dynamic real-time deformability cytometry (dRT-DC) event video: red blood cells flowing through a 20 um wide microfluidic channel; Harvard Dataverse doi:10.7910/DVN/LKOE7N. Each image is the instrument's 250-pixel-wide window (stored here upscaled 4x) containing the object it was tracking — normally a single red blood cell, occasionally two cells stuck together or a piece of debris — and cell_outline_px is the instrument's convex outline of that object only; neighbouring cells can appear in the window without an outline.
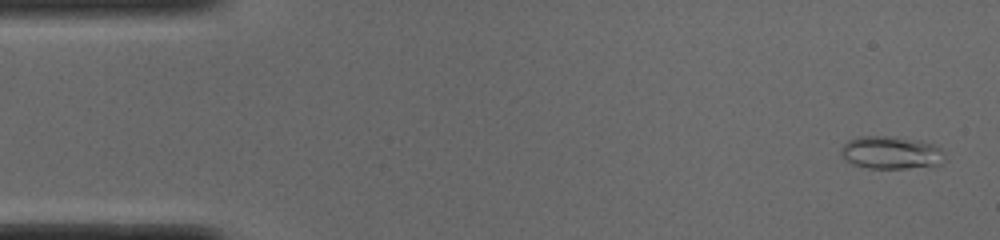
{"species": "common noctule bat (a hibernating species)", "species_latin": "Nyctalus noctula", "temperature_condition": "cold", "stored_images_in_passage": 52, "segment_of_instrument_passage": [1, 2], "camera_frame_rate_fps": 3000, "um_per_image_px": 0.085, "animal": {"sex": "male", "body_mass_g": 19.0, "forearm_length_mm": 50.8}, "frame": {"image": 1, "passage_image": 2, "time_ms": 0.333, "image_size_px": [1000, 240], "cell_outline_px": [[948, 160], [932, 168], [868, 168], [852, 164], [840, 152], [840, 148], [848, 140], [856, 136], [896, 136], [916, 140], [932, 144], [940, 148], [944, 152]], "centroid_in_image_um": [75.81, 12.98], "position_along_channel_um": 9.2, "area_um2": 20.29}}
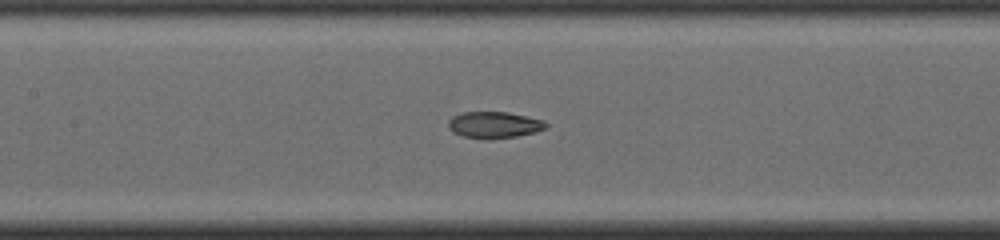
{"frame": {"image": 2, "passage_image": 23, "time_ms": 7.333, "image_size_px": [1000, 240], "cell_outline_px": [[548, 128], [536, 132], [516, 136], [488, 140], [484, 140], [464, 136], [452, 132], [448, 128], [448, 120], [452, 116], [464, 112], [508, 112], [544, 120], [548, 124]], "centroid_in_image_um": [42.01, 10.62], "position_along_channel_um": 165.4, "area_um2": 15.32}}
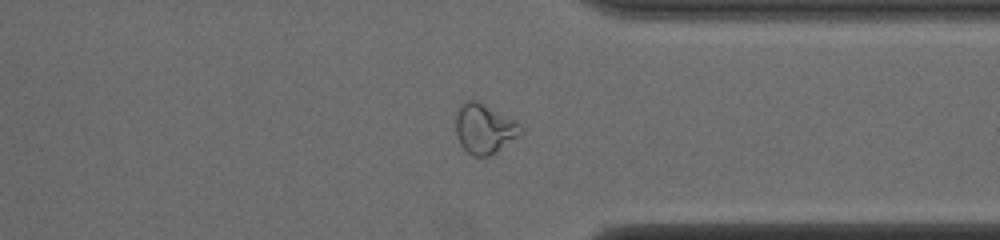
{"frame": {"image": 3, "passage_image": 39, "time_ms": 12.667, "image_size_px": [1000, 240], "cell_outline_px": [[524, 132], [496, 152], [488, 156], [472, 156], [460, 144], [456, 136], [456, 112], [460, 104], [464, 100], [476, 100], [516, 120], [524, 128]], "centroid_in_image_um": [41.17, 10.92], "position_along_channel_um": 370.2, "area_um2": 19.02}}